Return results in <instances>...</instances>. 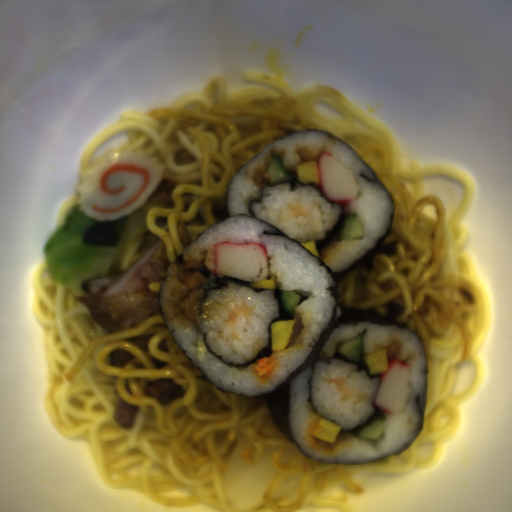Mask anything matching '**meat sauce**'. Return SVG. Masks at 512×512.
I'll return each instance as SVG.
<instances>
[{"label": "meat sauce", "mask_w": 512, "mask_h": 512, "mask_svg": "<svg viewBox=\"0 0 512 512\" xmlns=\"http://www.w3.org/2000/svg\"><path fill=\"white\" fill-rule=\"evenodd\" d=\"M145 394L149 398H155L162 406L174 403L185 395L183 389L176 387L173 381L167 378L149 383Z\"/></svg>", "instance_id": "1"}, {"label": "meat sauce", "mask_w": 512, "mask_h": 512, "mask_svg": "<svg viewBox=\"0 0 512 512\" xmlns=\"http://www.w3.org/2000/svg\"><path fill=\"white\" fill-rule=\"evenodd\" d=\"M138 410L139 408L137 405H131L123 399L115 407L113 419L117 423L118 427L129 430Z\"/></svg>", "instance_id": "2"}, {"label": "meat sauce", "mask_w": 512, "mask_h": 512, "mask_svg": "<svg viewBox=\"0 0 512 512\" xmlns=\"http://www.w3.org/2000/svg\"><path fill=\"white\" fill-rule=\"evenodd\" d=\"M134 353L129 352L122 348L113 349L109 362L112 367H122L132 361Z\"/></svg>", "instance_id": "3"}, {"label": "meat sauce", "mask_w": 512, "mask_h": 512, "mask_svg": "<svg viewBox=\"0 0 512 512\" xmlns=\"http://www.w3.org/2000/svg\"><path fill=\"white\" fill-rule=\"evenodd\" d=\"M152 337L153 336L151 334H145V335L129 337L126 340L145 352L147 350H150V348H149V340Z\"/></svg>", "instance_id": "4"}]
</instances>
